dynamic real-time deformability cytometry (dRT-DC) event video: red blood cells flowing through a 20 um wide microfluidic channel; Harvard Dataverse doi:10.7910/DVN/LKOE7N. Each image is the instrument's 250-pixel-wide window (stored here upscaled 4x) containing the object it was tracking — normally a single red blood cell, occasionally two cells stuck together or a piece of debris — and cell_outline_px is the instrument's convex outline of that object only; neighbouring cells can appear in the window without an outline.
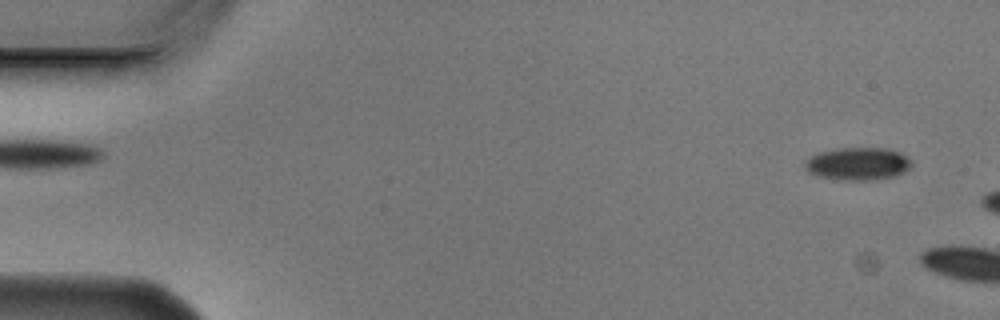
{"species": "Egyptian fruit bat (a non-hibernating species)", "species_latin": "Rousettus aegyptiacus", "temperature_condition": "cold", "stored_images_in_passage": 5, "segment_of_instrument_passage": [2, 2], "camera_frame_rate_fps": 3000, "um_per_image_px": 0.085, "animal": {"sex": "male"}, "frame": {"image": 1, "passage_image": 5, "time_ms": 1.333, "image_size_px": [1000, 320], "cell_outline_px": [[912, 164], [904, 172], [896, 176], [876, 180], [844, 180], [820, 176], [808, 172], [804, 168], [804, 164], [812, 156], [820, 152], [836, 148], [888, 148], [900, 152], [912, 160]], "centroid_in_image_um": [72.96, 13.92], "position_along_channel_um": 12.0, "area_um2": 20.35}}